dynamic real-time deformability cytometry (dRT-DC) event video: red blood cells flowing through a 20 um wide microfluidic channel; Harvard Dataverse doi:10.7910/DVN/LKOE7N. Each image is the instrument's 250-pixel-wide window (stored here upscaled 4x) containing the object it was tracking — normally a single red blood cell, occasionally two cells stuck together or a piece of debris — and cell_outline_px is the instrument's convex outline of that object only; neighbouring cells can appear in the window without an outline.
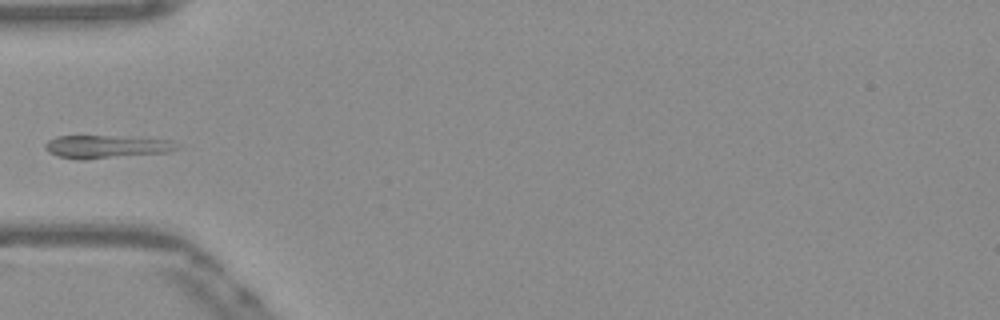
{"species": "Egyptian fruit bat (a non-hibernating species)", "species_latin": "Rousettus aegyptiacus", "temperature_condition": "warm", "stored_images_in_passage": 36, "camera_frame_rate_fps": 3000, "um_per_image_px": 0.085, "frame": {"image": 1, "passage_image": 1, "time_ms": 0.0, "image_size_px": [1000, 320], "cell_outline_px": [[180, 148], [172, 152], [84, 160], [76, 160], [60, 156], [48, 152], [44, 148], [44, 144], [48, 140], [56, 136], [104, 136], [172, 140]], "centroid_in_image_um": [9.03, 12.48], "position_along_channel_um": 76.0, "area_um2": 17.69}}
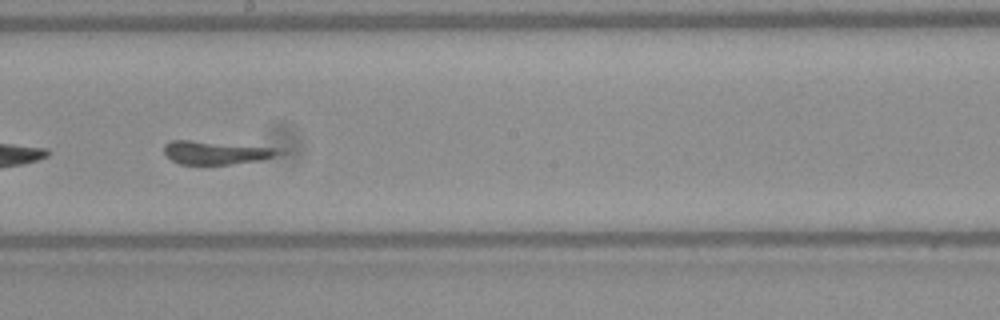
{"frame": {"image": 2, "passage_image": 13, "time_ms": 4.0, "image_size_px": [1000, 320], "cell_outline_px": [[284, 152], [260, 160], [228, 164], [180, 164], [172, 160], [164, 152], [164, 144], [172, 140], [188, 140], [280, 148]], "centroid_in_image_um": [18.34, 12.96], "position_along_channel_um": 229.9, "area_um2": 15.32}}
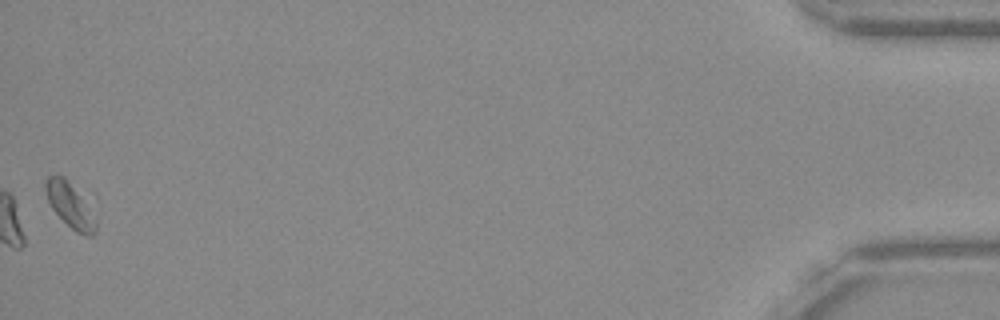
{"frame": {"image": 3, "passage_image": 36, "time_ms": 11.667, "image_size_px": [1000, 320], "cell_outline_px": [[96, 232], [92, 236], [84, 236], [76, 232], [52, 208], [48, 200], [44, 188], [44, 180], [48, 176], [64, 176], [96, 192]], "centroid_in_image_um": [6.19, 17.3], "position_along_channel_um": 429.0, "area_um2": 15.55}}